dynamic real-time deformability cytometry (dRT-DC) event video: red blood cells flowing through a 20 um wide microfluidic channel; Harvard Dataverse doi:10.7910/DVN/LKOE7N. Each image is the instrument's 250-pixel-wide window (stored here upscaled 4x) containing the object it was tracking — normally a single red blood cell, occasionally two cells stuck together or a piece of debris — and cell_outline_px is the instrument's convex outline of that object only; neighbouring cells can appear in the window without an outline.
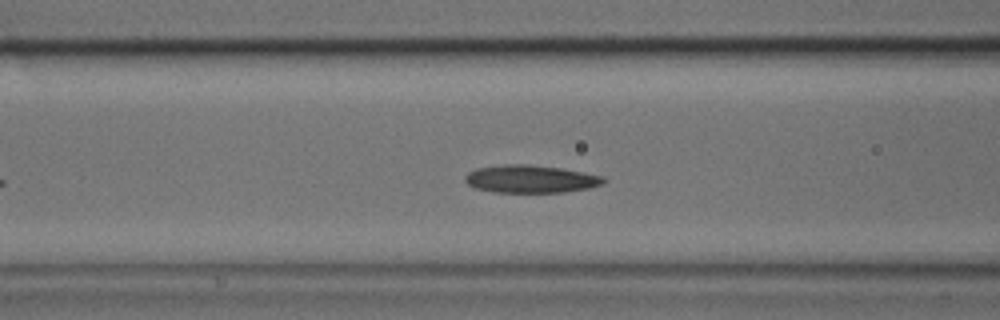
{"species": "common noctule bat (a hibernating species)", "species_latin": "Nyctalus noctula", "temperature_condition": "cold", "stored_images_in_passage": 37, "camera_frame_rate_fps": 3000, "um_per_image_px": 0.085, "animal": {"sex": "male", "body_mass_g": 17.9, "forearm_length_mm": 54.2}, "frame": {"image": 1, "passage_image": 12, "time_ms": 3.667, "image_size_px": [1000, 320], "cell_outline_px": [[608, 180], [604, 184], [588, 188], [564, 192], [492, 192], [476, 188], [468, 184], [464, 180], [464, 176], [468, 172], [476, 168], [504, 164], [528, 164], [564, 168], [604, 176]], "centroid_in_image_um": [45.13, 15.2], "position_along_channel_um": 121.5, "area_um2": 22.66}}
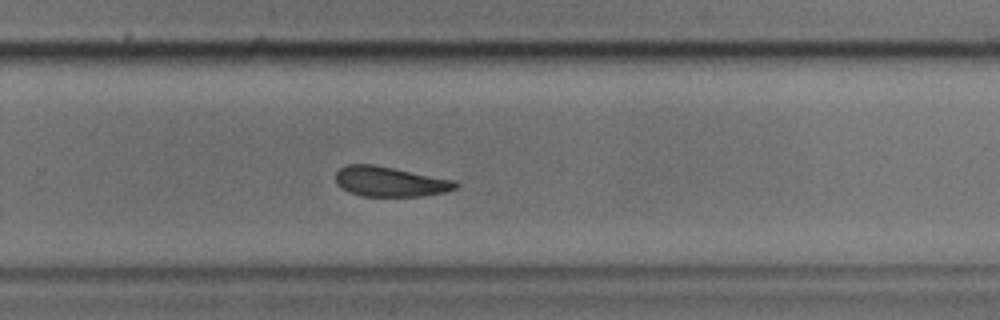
{"frame": {"image": 2, "passage_image": 25, "time_ms": 8.0, "image_size_px": [1000, 320], "cell_outline_px": [[460, 184], [456, 188], [444, 192], [420, 196], [360, 196], [348, 192], [340, 188], [336, 184], [336, 172], [340, 168], [348, 164], [372, 164], [456, 180]], "centroid_in_image_um": [33.13, 15.44], "position_along_channel_um": 296.7, "area_um2": 21.04}}
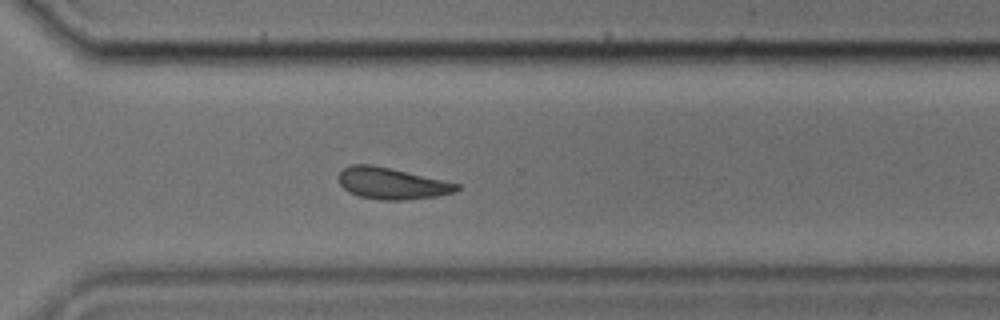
{"frame": {"image": 3, "passage_image": 28, "time_ms": 9.0, "image_size_px": [1000, 320], "cell_outline_px": [[460, 188], [456, 192], [436, 196], [404, 200], [384, 200], [360, 196], [348, 192], [340, 184], [340, 172], [344, 168], [352, 164], [372, 164], [392, 168], [444, 180], [460, 184]], "centroid_in_image_um": [33.33, 15.58], "position_along_channel_um": 337.3, "area_um2": 21.62}}